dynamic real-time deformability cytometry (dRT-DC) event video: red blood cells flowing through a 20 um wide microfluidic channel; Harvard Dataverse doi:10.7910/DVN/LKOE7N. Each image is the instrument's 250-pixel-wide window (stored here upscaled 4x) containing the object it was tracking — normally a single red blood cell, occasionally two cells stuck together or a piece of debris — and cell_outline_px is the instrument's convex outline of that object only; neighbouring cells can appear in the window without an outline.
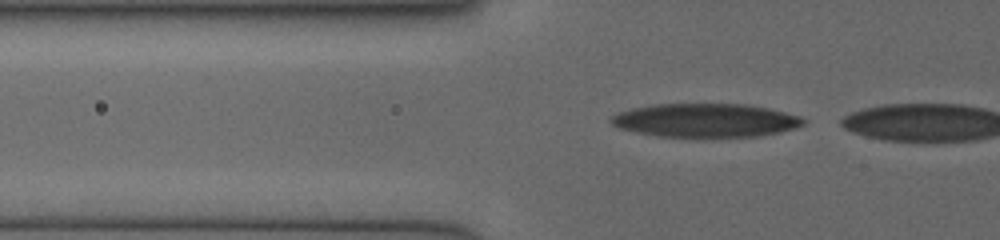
{"species": "human", "species_latin": "Homo sapiens", "temperature_condition": "cold", "stored_images_in_passage": 12, "camera_frame_rate_fps": 3000, "um_per_image_px": 0.085, "donor": {"sex": "female"}, "frame": {"image": 1, "passage_image": 11, "time_ms": 3.333, "image_size_px": [1000, 240], "cell_outline_px": [[808, 120], [804, 124], [796, 128], [780, 132], [760, 136], [704, 140], [656, 136], [636, 132], [620, 128], [612, 124], [608, 120], [612, 116], [620, 112], [632, 108], [652, 104], [744, 104], [768, 108], [800, 116]], "centroid_in_image_um": [59.99, 10.28], "position_along_channel_um": 65.8, "area_um2": 39.02}}